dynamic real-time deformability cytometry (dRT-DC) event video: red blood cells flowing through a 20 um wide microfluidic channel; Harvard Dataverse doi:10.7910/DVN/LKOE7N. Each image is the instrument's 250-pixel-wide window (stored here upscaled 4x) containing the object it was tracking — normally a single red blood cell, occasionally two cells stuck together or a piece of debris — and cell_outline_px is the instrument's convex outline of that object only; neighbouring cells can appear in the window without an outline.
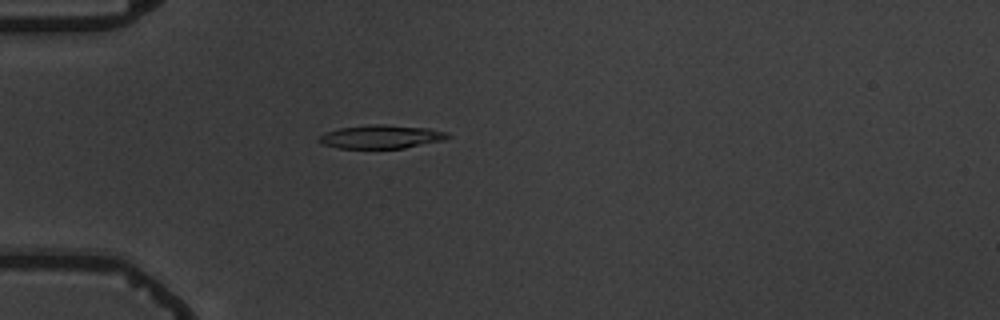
{"species": "common noctule bat (a hibernating species)", "species_latin": "Nyctalus noctula", "temperature_condition": "warm", "stored_images_in_passage": 4, "camera_frame_rate_fps": 3000, "um_per_image_px": 0.085, "animal": {"sex": "male", "body_mass_g": 19.5, "forearm_length_mm": 54.6}, "frame": {"image": 1, "passage_image": 3, "time_ms": 2.333, "image_size_px": [1000, 320], "cell_outline_px": [[452, 136], [444, 140], [404, 148], [336, 148], [320, 144], [316, 140], [324, 132], [340, 128], [376, 124], [384, 124], [428, 128], [448, 132]], "centroid_in_image_um": [32.38, 11.62], "position_along_channel_um": 52.6, "area_um2": 17.74}}